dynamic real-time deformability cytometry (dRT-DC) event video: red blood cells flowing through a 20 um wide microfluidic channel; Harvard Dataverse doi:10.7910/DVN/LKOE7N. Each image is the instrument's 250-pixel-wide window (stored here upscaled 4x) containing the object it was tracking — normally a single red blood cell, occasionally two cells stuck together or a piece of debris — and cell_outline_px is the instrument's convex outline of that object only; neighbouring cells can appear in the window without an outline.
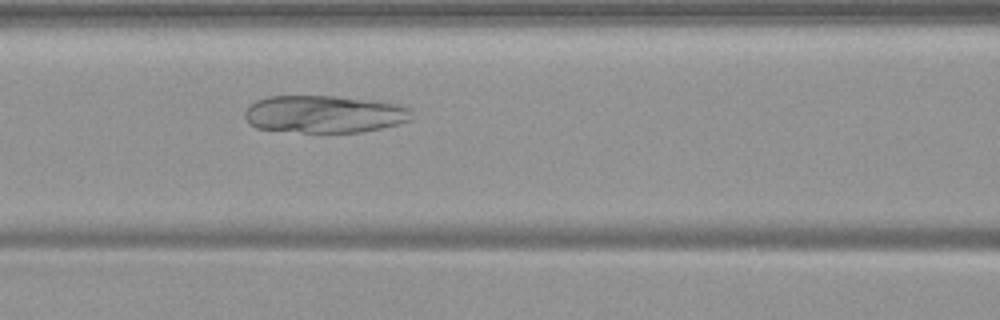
{"species": "common noctule bat (a hibernating species)", "species_latin": "Nyctalus noctula", "temperature_condition": "warm", "stored_images_in_passage": 54, "camera_frame_rate_fps": 3000, "um_per_image_px": 0.085, "animal": {"sex": "female", "body_mass_g": 19.9}, "frame": {"image": 1, "passage_image": 24, "time_ms": 7.667, "image_size_px": [1000, 320], "cell_outline_px": [[412, 120], [380, 128], [360, 132], [304, 132], [256, 128], [248, 124], [244, 116], [244, 112], [256, 100], [268, 96], [336, 96], [400, 104], [412, 108]], "centroid_in_image_um": [27.57, 9.7], "position_along_channel_um": 139.0, "area_um2": 36.41}}
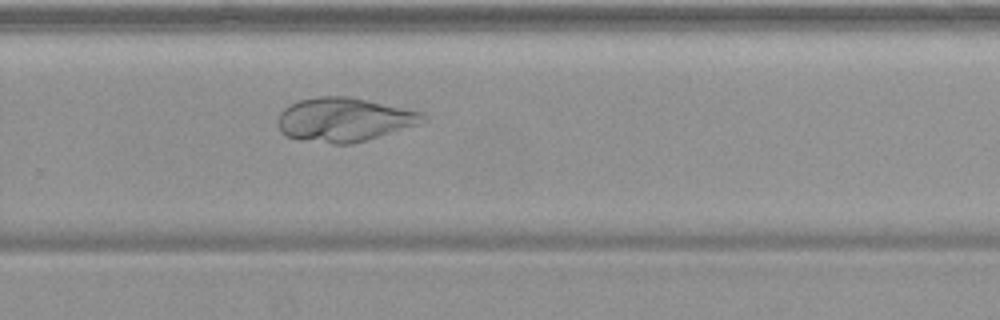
{"frame": {"image": 2, "passage_image": 37, "time_ms": 12.0, "image_size_px": [1000, 320], "cell_outline_px": [[428, 120], [416, 124], [352, 144], [332, 144], [300, 140], [288, 136], [280, 132], [276, 124], [276, 120], [280, 112], [284, 108], [300, 100], [316, 96], [348, 96], [424, 112]], "centroid_in_image_um": [29.19, 10.16], "position_along_channel_um": 300.6, "area_um2": 37.05}}
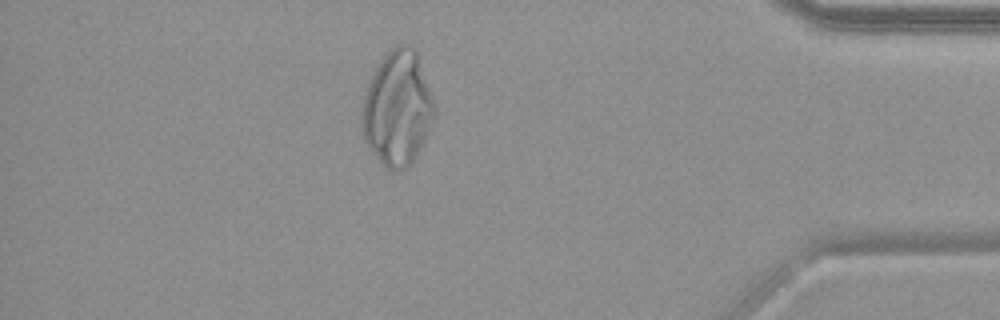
{"frame": {"image": 3, "passage_image": 48, "time_ms": 15.667, "image_size_px": [1000, 320], "cell_outline_px": [[436, 116], [428, 136], [424, 144], [412, 164], [408, 168], [396, 172], [392, 172], [384, 168], [380, 164], [364, 140], [360, 124], [360, 112], [364, 88], [380, 60], [396, 44], [408, 44], [416, 48], [436, 108]], "centroid_in_image_um": [33.77, 9.26], "position_along_channel_um": 401.4, "area_um2": 50.0}}